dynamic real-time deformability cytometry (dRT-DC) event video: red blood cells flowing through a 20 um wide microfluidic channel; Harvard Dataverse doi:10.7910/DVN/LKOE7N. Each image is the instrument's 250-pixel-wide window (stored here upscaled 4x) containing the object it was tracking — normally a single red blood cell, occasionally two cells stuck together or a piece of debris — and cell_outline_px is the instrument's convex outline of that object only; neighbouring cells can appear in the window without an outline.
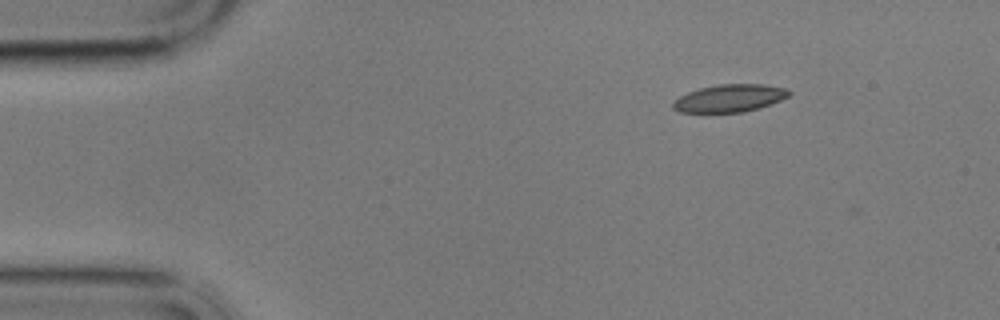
{"species": "common noctule bat (a hibernating species)", "species_latin": "Nyctalus noctula", "temperature_condition": "cold", "stored_images_in_passage": 46, "camera_frame_rate_fps": 3000, "um_per_image_px": 0.085, "animal": {"sex": "male", "body_mass_g": 17.9}, "frame": {"image": 1, "passage_image": 1, "time_ms": 0.0, "image_size_px": [1000, 320], "cell_outline_px": [[792, 92], [788, 96], [780, 100], [760, 108], [744, 112], [680, 112], [672, 108], [672, 104], [680, 96], [688, 92], [700, 88], [720, 84], [764, 84], [788, 88]], "centroid_in_image_um": [62.05, 8.34], "position_along_channel_um": 22.9, "area_um2": 18.61}}
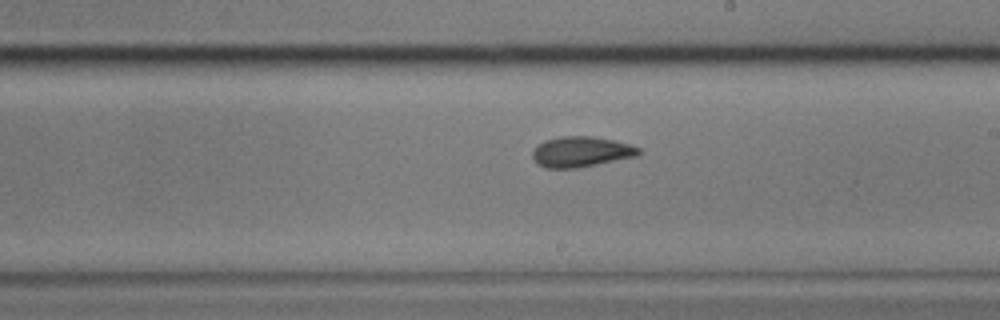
{"frame": {"image": 2, "passage_image": 26, "time_ms": 8.333, "image_size_px": [1000, 320], "cell_outline_px": [[640, 152], [636, 156], [576, 168], [544, 168], [536, 164], [532, 156], [532, 152], [544, 140], [560, 136], [592, 136], [612, 140], [628, 144], [640, 148]], "centroid_in_image_um": [49.34, 12.9], "position_along_channel_um": 239.7, "area_um2": 18.67}}
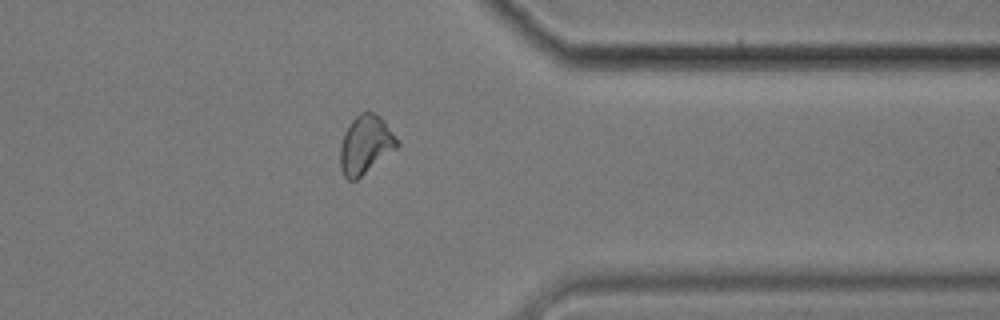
{"frame": {"image": 3, "passage_image": 39, "time_ms": 12.667, "image_size_px": [1000, 320], "cell_outline_px": [[400, 144], [396, 148], [356, 180], [348, 180], [344, 176], [340, 168], [340, 144], [344, 132], [352, 120], [360, 112], [372, 112], [380, 116], [384, 120]], "centroid_in_image_um": [31.04, 12.29], "position_along_channel_um": 380.4, "area_um2": 19.19}, "authors_computed_cell_mechanics": {"area_um2": 18.9873, "velocity_mm_per_s": 3.4534, "shape_relaxation_time_tau1_ms": 4.224, "shape_relaxation_time_tau2_ms": 2.8546, "deformation_change_tau1": 0.1189, "deformation_change_tau2": 0.0888}}